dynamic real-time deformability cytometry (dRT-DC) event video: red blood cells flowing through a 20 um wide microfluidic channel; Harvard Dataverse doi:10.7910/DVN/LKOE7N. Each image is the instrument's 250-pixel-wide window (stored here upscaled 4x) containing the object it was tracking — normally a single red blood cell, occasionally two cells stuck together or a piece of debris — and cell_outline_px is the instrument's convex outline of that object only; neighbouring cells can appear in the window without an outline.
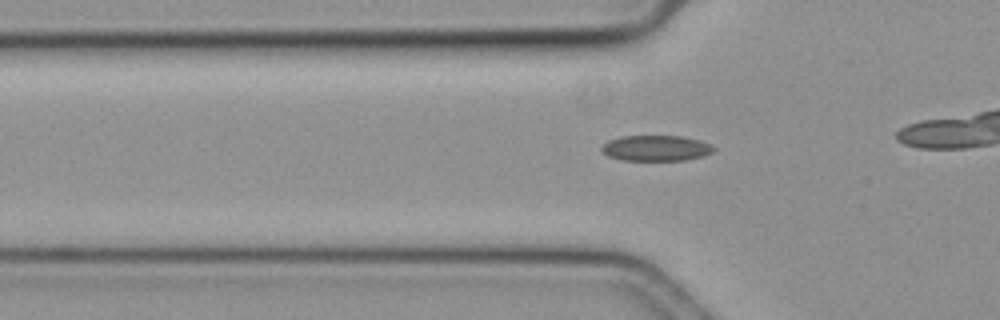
{"species": "common noctule bat (a hibernating species)", "species_latin": "Nyctalus noctula", "temperature_condition": "cold", "stored_images_in_passage": 33, "camera_frame_rate_fps": 3000, "um_per_image_px": 0.085, "animal": {"sex": "female", "body_mass_g": 19.3, "forearm_length_mm": 54.1}, "frame": {"image": 1, "passage_image": 7, "time_ms": 2.0, "image_size_px": [1000, 320], "cell_outline_px": [[716, 148], [712, 152], [704, 156], [684, 160], [624, 160], [608, 156], [600, 148], [608, 140], [620, 136], [684, 136], [708, 144]], "centroid_in_image_um": [55.74, 12.59], "position_along_channel_um": 70.1, "area_um2": 16.59}}
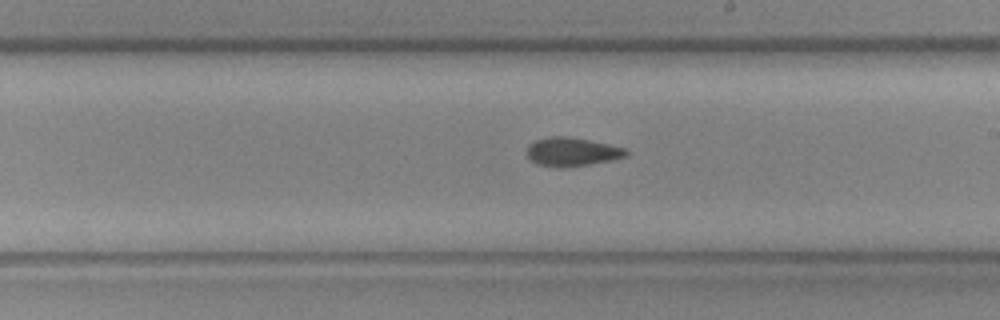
{"frame": {"image": 2, "passage_image": 21, "time_ms": 6.667, "image_size_px": [1000, 320], "cell_outline_px": [[628, 156], [612, 160], [588, 164], [560, 168], [536, 164], [528, 156], [528, 144], [536, 140], [548, 136], [564, 136], [588, 140], [608, 144], [624, 148], [628, 152]], "centroid_in_image_um": [48.61, 12.9], "position_along_channel_um": 240.4, "area_um2": 16.42}}
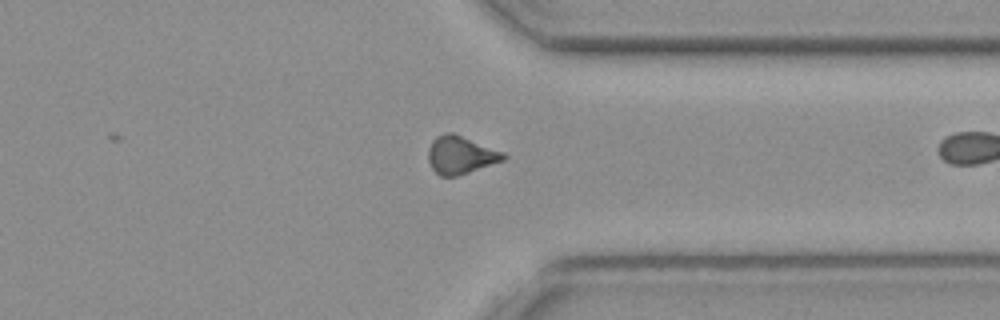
{"frame": {"image": 3, "passage_image": 32, "time_ms": 10.333, "image_size_px": [1000, 320], "cell_outline_px": [[508, 156], [504, 160], [456, 176], [440, 176], [432, 168], [428, 160], [428, 148], [432, 140], [436, 136], [444, 132], [452, 132], [504, 152]], "centroid_in_image_um": [39.13, 13.16], "position_along_channel_um": 372.3, "area_um2": 16.53}}